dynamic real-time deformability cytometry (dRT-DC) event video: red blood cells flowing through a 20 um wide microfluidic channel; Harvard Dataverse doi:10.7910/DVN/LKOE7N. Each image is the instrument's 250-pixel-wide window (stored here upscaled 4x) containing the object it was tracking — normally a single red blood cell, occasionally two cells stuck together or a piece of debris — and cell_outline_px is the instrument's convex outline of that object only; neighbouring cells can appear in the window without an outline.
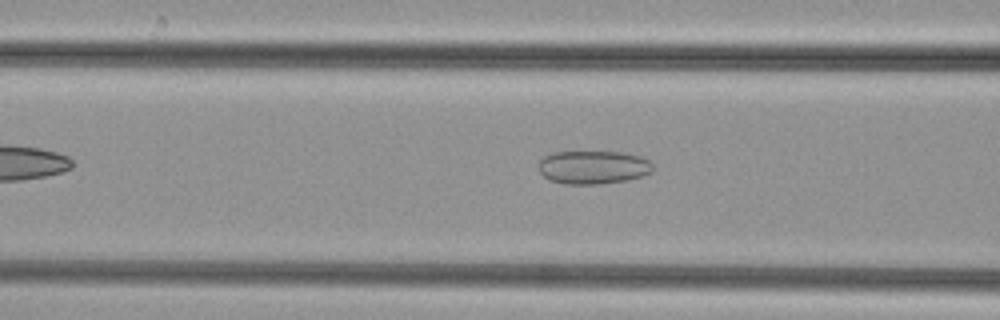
{"species": "common noctule bat (a hibernating species)", "species_latin": "Nyctalus noctula", "temperature_condition": "cold", "stored_images_in_passage": 42, "camera_frame_rate_fps": 3000, "um_per_image_px": 0.085, "animal": {"sex": "female", "body_mass_g": 29.2, "forearm_length_mm": 56.3}, "frame": {"image": 1, "passage_image": 11, "time_ms": 3.333, "image_size_px": [1000, 320], "cell_outline_px": [[652, 172], [628, 180], [600, 184], [564, 184], [548, 180], [540, 172], [540, 160], [544, 156], [552, 152], [624, 152], [640, 156], [648, 160], [652, 164]], "centroid_in_image_um": [50.41, 14.22], "position_along_channel_um": 116.2, "area_um2": 22.25}}
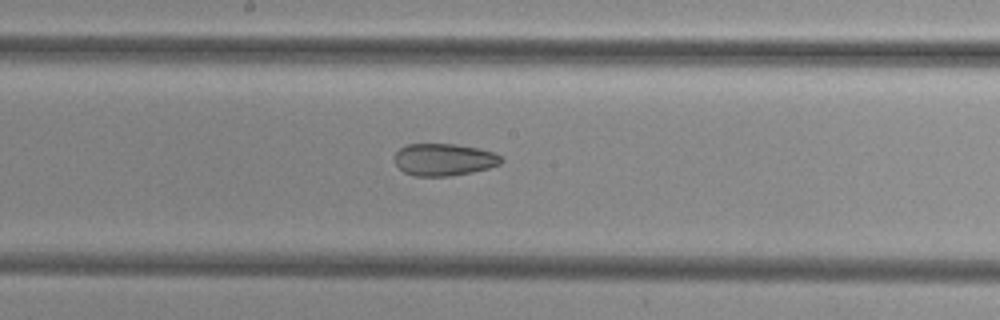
{"frame": {"image": 2, "passage_image": 18, "time_ms": 5.667, "image_size_px": [1000, 320], "cell_outline_px": [[504, 160], [500, 164], [488, 168], [472, 172], [448, 176], [412, 176], [404, 172], [396, 164], [392, 156], [400, 148], [408, 144], [456, 144], [480, 148], [492, 152], [500, 156]], "centroid_in_image_um": [37.71, 13.56], "position_along_channel_um": 210.5, "area_um2": 20.11}}
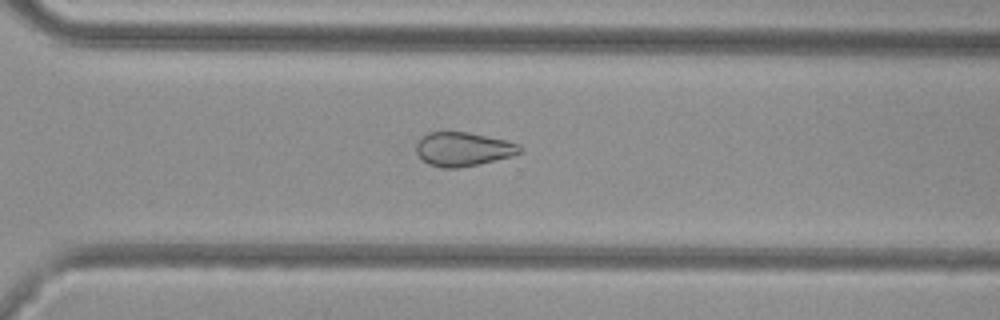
{"frame": {"image": 3, "passage_image": 27, "time_ms": 8.667, "image_size_px": [1000, 320], "cell_outline_px": [[524, 148], [520, 152], [512, 156], [460, 168], [444, 168], [428, 164], [416, 152], [416, 144], [428, 132], [468, 132], [504, 140], [520, 144]], "centroid_in_image_um": [39.38, 12.68], "position_along_channel_um": 331.2, "area_um2": 20.29}}